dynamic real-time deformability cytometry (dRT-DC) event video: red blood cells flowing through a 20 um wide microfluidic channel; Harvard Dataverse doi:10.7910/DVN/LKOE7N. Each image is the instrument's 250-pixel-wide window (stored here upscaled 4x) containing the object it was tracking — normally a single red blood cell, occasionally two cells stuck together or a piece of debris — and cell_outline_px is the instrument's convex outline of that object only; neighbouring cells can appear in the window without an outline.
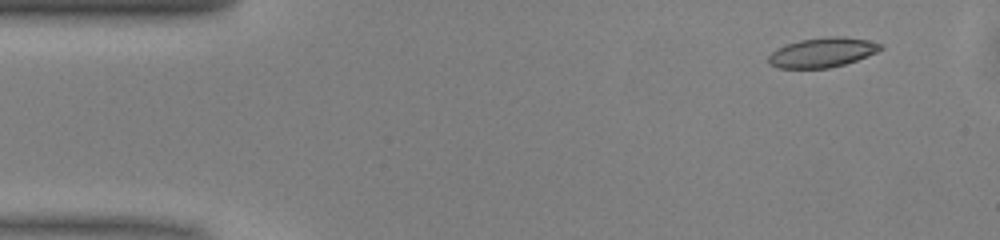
{"species": "common noctule bat (a hibernating species)", "species_latin": "Nyctalus noctula", "temperature_condition": "warm", "stored_images_in_passage": 41, "camera_frame_rate_fps": 3000, "um_per_image_px": 0.085, "animal": {"sex": "male", "body_mass_g": 13.0, "forearm_length_mm": 53.1}, "frame": {"image": 1, "passage_image": 4, "time_ms": 1.0, "image_size_px": [1000, 240], "cell_outline_px": [[884, 48], [876, 52], [856, 60], [844, 64], [828, 68], [780, 68], [768, 64], [768, 56], [776, 48], [784, 44], [800, 40], [828, 36], [844, 36], [868, 40], [884, 44]], "centroid_in_image_um": [69.89, 4.44], "position_along_channel_um": 15.1, "area_um2": 19.48}}
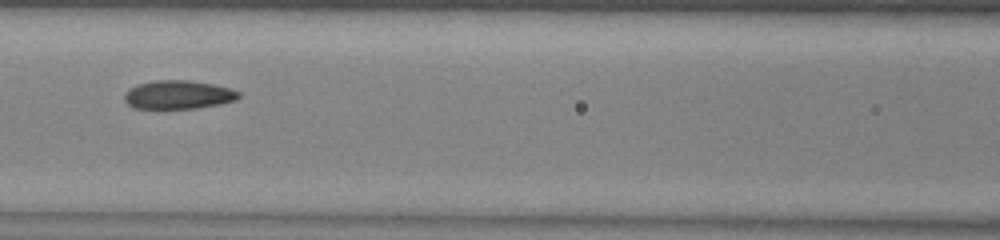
{"frame": {"image": 2, "passage_image": 21, "time_ms": 6.667, "image_size_px": [1000, 240], "cell_outline_px": [[240, 96], [236, 100], [220, 104], [196, 108], [132, 108], [124, 100], [124, 92], [136, 84], [156, 80], [188, 80], [212, 84], [228, 88], [240, 92]], "centroid_in_image_um": [15.12, 8.05], "position_along_channel_um": 151.5, "area_um2": 19.02}}
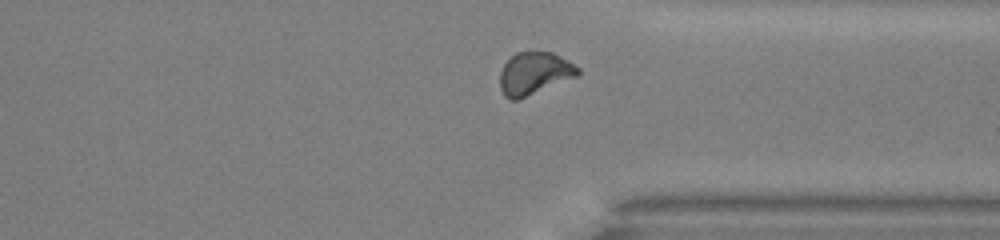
{"frame": {"image": 3, "passage_image": 37, "time_ms": 12.0, "image_size_px": [1000, 240], "cell_outline_px": [[580, 76], [516, 100], [512, 100], [504, 96], [500, 88], [500, 72], [504, 64], [516, 52], [552, 52], [560, 56], [580, 68]], "centroid_in_image_um": [45.44, 6.24], "position_along_channel_um": 366.0, "area_um2": 19.31}, "authors_computed_cell_mechanics": {"area_um2": 19.1896, "velocity_mm_per_s": 4.0534, "shape_relaxation_time_tau1_ms": 7.8165, "shape_relaxation_time_tau2_ms": 1.8946, "deformation_change_tau1": 0.1907, "deformation_change_tau2": 0.0709}}